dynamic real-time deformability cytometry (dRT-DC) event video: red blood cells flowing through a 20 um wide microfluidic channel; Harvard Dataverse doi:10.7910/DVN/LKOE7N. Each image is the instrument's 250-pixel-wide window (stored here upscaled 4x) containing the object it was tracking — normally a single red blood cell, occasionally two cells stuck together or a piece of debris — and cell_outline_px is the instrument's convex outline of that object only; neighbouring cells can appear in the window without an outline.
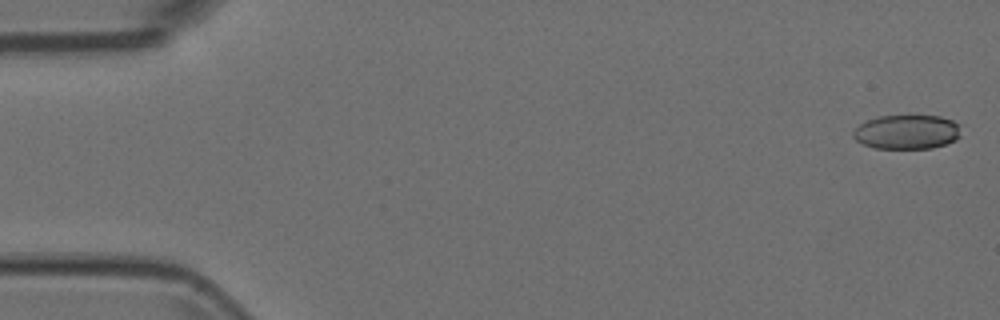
{"species": "Egyptian fruit bat (a non-hibernating species)", "species_latin": "Rousettus aegyptiacus", "temperature_condition": "room temperature", "stored_images_in_passage": 15, "camera_frame_rate_fps": 3000, "um_per_image_px": 0.085, "animal": {"sex": "female"}, "frame": {"image": 1, "passage_image": 1, "time_ms": 0.0, "image_size_px": [1000, 320], "cell_outline_px": [[960, 136], [956, 140], [932, 148], [876, 148], [864, 144], [856, 140], [852, 136], [852, 132], [860, 124], [868, 120], [880, 116], [912, 112], [940, 116], [952, 120], [960, 124]], "centroid_in_image_um": [77.12, 11.16], "position_along_channel_um": 7.9, "area_um2": 22.31}}
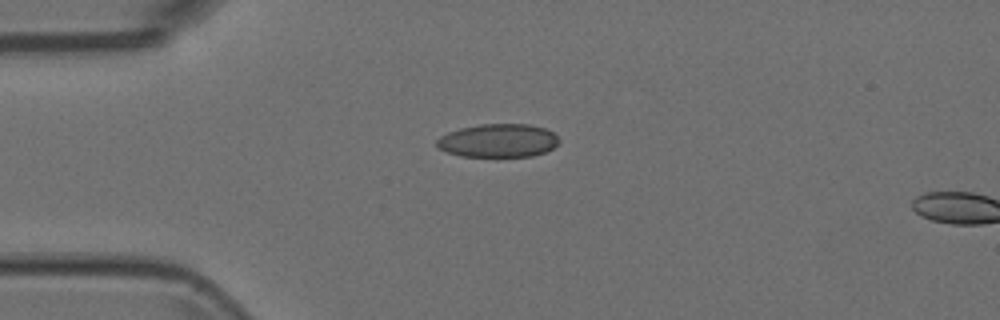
{"frame": {"image": 2, "passage_image": 13, "time_ms": 4.0, "image_size_px": [1000, 320], "cell_outline_px": [[560, 140], [552, 148], [544, 152], [532, 156], [460, 156], [436, 148], [436, 140], [440, 136], [448, 132], [460, 128], [480, 124], [528, 124], [544, 128], [552, 132]], "centroid_in_image_um": [42.3, 11.94], "position_along_channel_um": 42.7, "area_um2": 23.7}}